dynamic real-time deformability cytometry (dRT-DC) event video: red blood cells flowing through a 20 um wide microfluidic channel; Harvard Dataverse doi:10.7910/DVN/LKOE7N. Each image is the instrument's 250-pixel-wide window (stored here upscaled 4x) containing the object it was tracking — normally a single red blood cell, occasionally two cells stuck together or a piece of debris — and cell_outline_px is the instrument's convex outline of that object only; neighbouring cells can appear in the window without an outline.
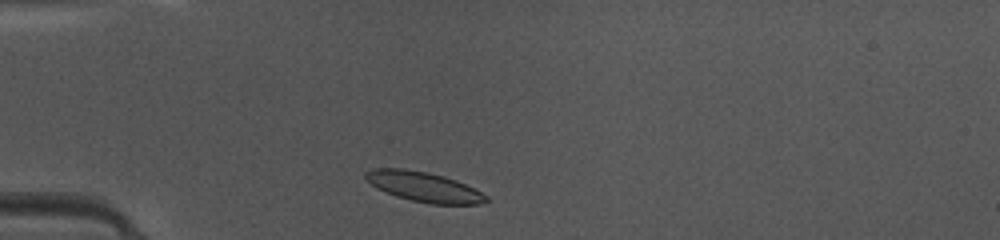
{"species": "common noctule bat (a hibernating species)", "species_latin": "Nyctalus noctula", "temperature_condition": "warm", "stored_images_in_passage": 36, "camera_frame_rate_fps": 3000, "um_per_image_px": 0.085, "animal": {"sex": "female", "body_mass_g": 10.0, "forearm_length_mm": 53.1}, "frame": {"image": 1, "passage_image": 2, "time_ms": 0.333, "image_size_px": [1000, 240], "cell_outline_px": [[488, 200], [484, 204], [432, 204], [412, 200], [396, 196], [376, 188], [364, 176], [364, 172], [372, 168], [404, 168], [428, 172], [444, 176], [456, 180], [488, 196]], "centroid_in_image_um": [36.01, 15.87], "position_along_channel_um": 49.0, "area_um2": 20.92}}
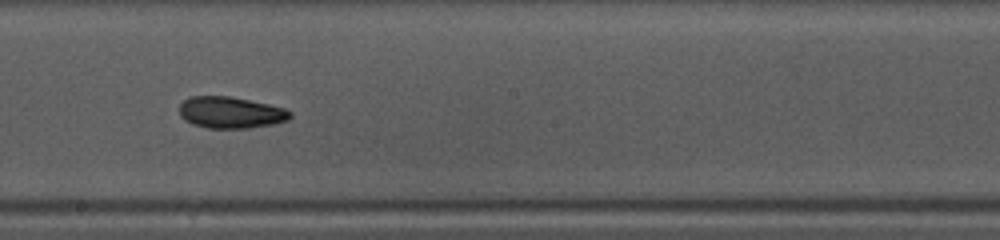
{"frame": {"image": 2, "passage_image": 16, "time_ms": 5.0, "image_size_px": [1000, 240], "cell_outline_px": [[292, 116], [288, 120], [272, 124], [248, 128], [208, 128], [192, 124], [184, 120], [180, 116], [180, 104], [188, 96], [232, 96], [268, 104], [284, 108], [292, 112]], "centroid_in_image_um": [19.59, 9.56], "position_along_channel_um": 228.6, "area_um2": 20.46}}
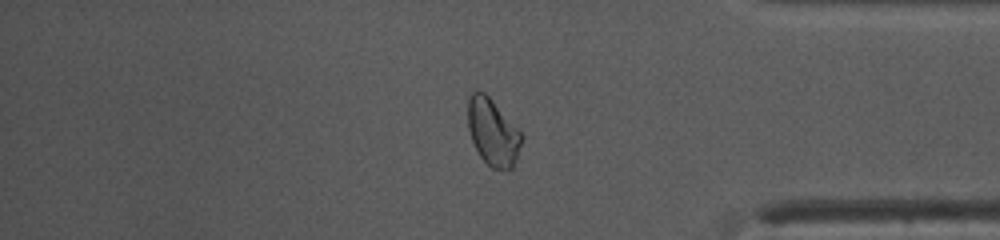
{"frame": {"image": 3, "passage_image": 29, "time_ms": 9.333, "image_size_px": [1000, 240], "cell_outline_px": [[524, 136], [512, 168], [508, 172], [492, 168], [480, 156], [472, 140], [468, 128], [468, 96], [472, 92], [484, 92], [492, 100]], "centroid_in_image_um": [41.89, 11.26], "position_along_channel_um": 393.3, "area_um2": 20.69}, "authors_computed_cell_mechanics": {"area_um2": 20.6924, "velocity_mm_per_s": 4.1772, "shape_relaxation_time_tau1_ms": 6.0303, "shape_relaxation_time_tau2_ms": 2.6811, "deformation_change_tau1": 0.1332, "deformation_change_tau2": 0.0723}}